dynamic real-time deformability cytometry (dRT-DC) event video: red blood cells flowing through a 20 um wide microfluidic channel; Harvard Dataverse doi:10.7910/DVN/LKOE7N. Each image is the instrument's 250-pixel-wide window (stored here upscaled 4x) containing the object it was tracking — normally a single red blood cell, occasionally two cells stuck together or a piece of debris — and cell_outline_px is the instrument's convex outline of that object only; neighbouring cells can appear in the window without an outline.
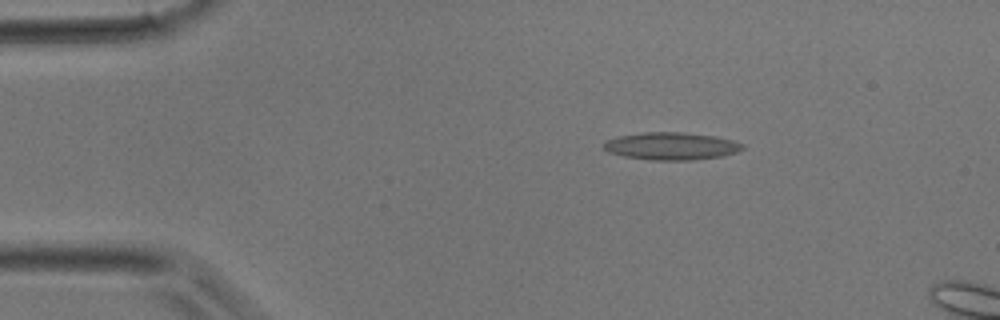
{"species": "common noctule bat (a hibernating species)", "species_latin": "Nyctalus noctula", "temperature_condition": "room temperature", "stored_images_in_passage": 9, "camera_frame_rate_fps": 3000, "um_per_image_px": 0.085, "animal": {"sex": "male", "body_mass_g": 17.9}, "frame": {"image": 1, "passage_image": 6, "time_ms": 1.667, "image_size_px": [1000, 320], "cell_outline_px": [[744, 148], [736, 152], [724, 156], [692, 160], [648, 160], [624, 156], [608, 152], [604, 148], [604, 140], [616, 136], [644, 132], [680, 132], [716, 136], [732, 140], [744, 144]], "centroid_in_image_um": [57.05, 12.42], "position_along_channel_um": 28.0, "area_um2": 22.43}}